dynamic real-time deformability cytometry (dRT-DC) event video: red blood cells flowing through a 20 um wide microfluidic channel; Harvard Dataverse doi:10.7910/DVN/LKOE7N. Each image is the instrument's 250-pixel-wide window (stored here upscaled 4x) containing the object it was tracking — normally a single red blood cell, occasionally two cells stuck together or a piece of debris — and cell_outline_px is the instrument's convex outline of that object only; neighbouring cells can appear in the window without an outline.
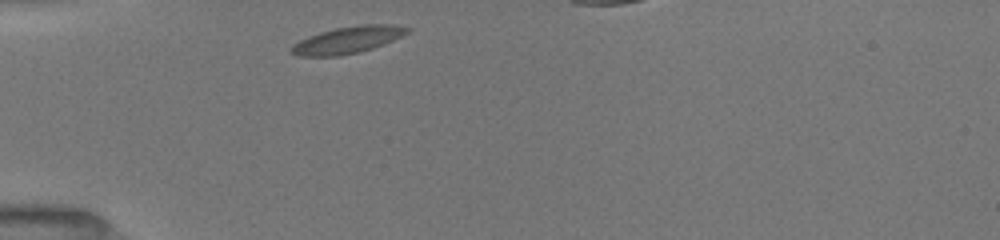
{"species": "common noctule bat (a hibernating species)", "species_latin": "Nyctalus noctula", "temperature_condition": "room temperature", "stored_images_in_passage": 33, "camera_frame_rate_fps": 3000, "um_per_image_px": 0.085, "animal": {"sex": "female", "body_mass_g": 19.5, "forearm_length_mm": 54.1}, "frame": {"image": 1, "passage_image": 1, "time_ms": 0.0, "image_size_px": [1000, 240], "cell_outline_px": [[412, 28], [408, 32], [392, 40], [372, 48], [360, 52], [336, 56], [300, 56], [288, 52], [288, 48], [292, 44], [308, 36], [320, 32], [336, 28], [360, 24], [396, 24]], "centroid_in_image_um": [29.51, 3.39], "position_along_channel_um": 55.5, "area_um2": 18.21}}
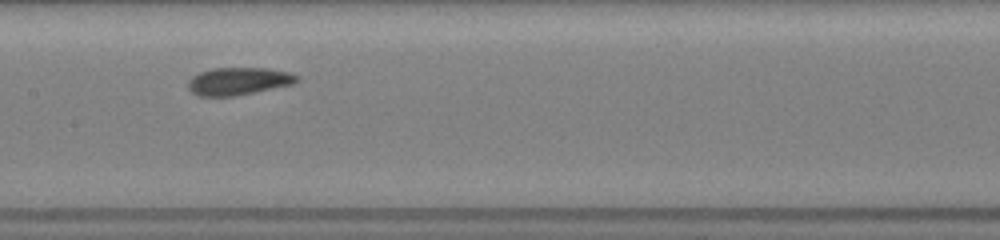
{"frame": {"image": 2, "passage_image": 12, "time_ms": 3.667, "image_size_px": [1000, 240], "cell_outline_px": [[300, 80], [292, 84], [256, 92], [236, 96], [196, 96], [188, 88], [188, 80], [192, 76], [200, 72], [212, 68], [264, 68], [292, 72], [300, 76]], "centroid_in_image_um": [20.29, 6.9], "position_along_channel_um": 187.1, "area_um2": 17.69}}
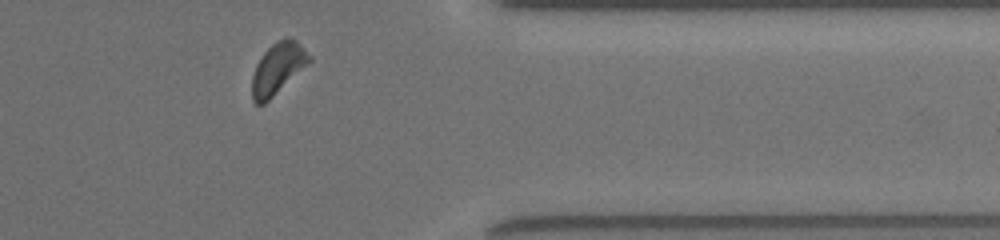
{"frame": {"image": 3, "passage_image": 28, "time_ms": 9.0, "image_size_px": [1000, 240], "cell_outline_px": [[312, 60], [308, 64], [264, 104], [256, 104], [252, 100], [252, 76], [256, 64], [264, 52], [276, 40], [288, 36], [296, 40], [312, 56]], "centroid_in_image_um": [23.62, 5.79], "position_along_channel_um": 387.8, "area_um2": 17.05}}